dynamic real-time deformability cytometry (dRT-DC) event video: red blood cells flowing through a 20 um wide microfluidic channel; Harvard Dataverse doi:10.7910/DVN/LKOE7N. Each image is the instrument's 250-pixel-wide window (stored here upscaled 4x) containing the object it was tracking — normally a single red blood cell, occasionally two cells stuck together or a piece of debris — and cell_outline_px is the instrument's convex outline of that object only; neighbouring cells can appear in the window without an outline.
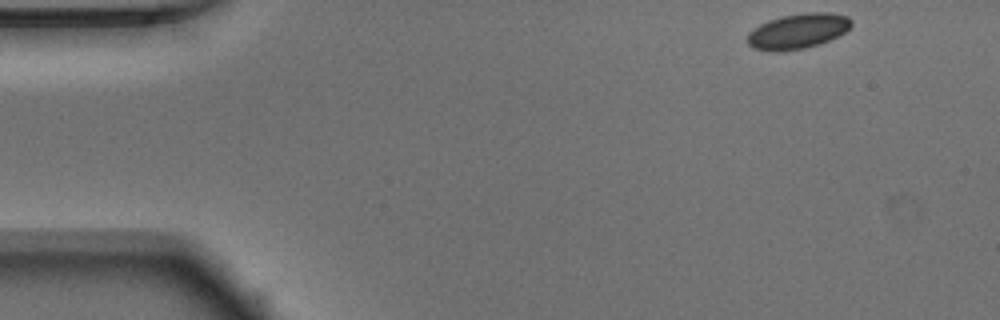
{"species": "Egyptian fruit bat (a non-hibernating species)", "species_latin": "Rousettus aegyptiacus", "temperature_condition": "warm", "stored_images_in_passage": 47, "camera_frame_rate_fps": 3000, "um_per_image_px": 0.085, "animal": {"sex": "male"}, "frame": {"image": 1, "passage_image": 1, "time_ms": 0.0, "image_size_px": [1000, 320], "cell_outline_px": [[852, 24], [844, 32], [820, 44], [804, 48], [776, 52], [752, 48], [748, 44], [748, 32], [760, 24], [768, 20], [784, 16], [808, 12], [828, 12], [848, 16], [852, 20]], "centroid_in_image_um": [67.81, 2.65], "position_along_channel_um": 17.2, "area_um2": 21.15}}
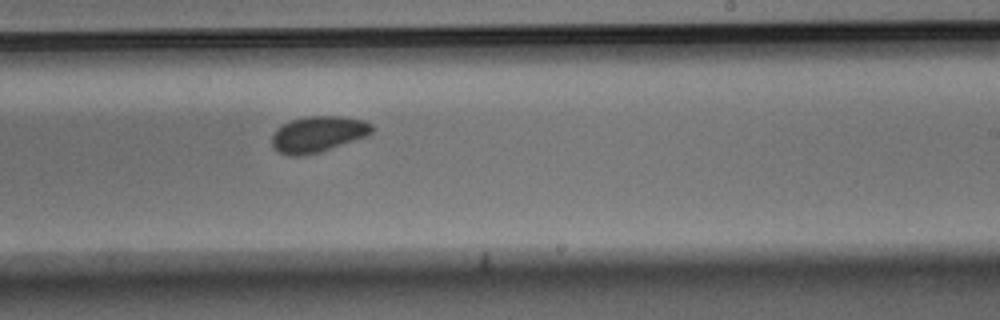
{"frame": {"image": 2, "passage_image": 27, "time_ms": 8.667, "image_size_px": [1000, 320], "cell_outline_px": [[372, 132], [368, 136], [316, 152], [300, 156], [288, 156], [272, 148], [272, 136], [276, 128], [292, 120], [304, 116], [340, 116], [364, 120], [372, 124]], "centroid_in_image_um": [27.01, 11.39], "position_along_channel_um": 262.0, "area_um2": 20.81}}
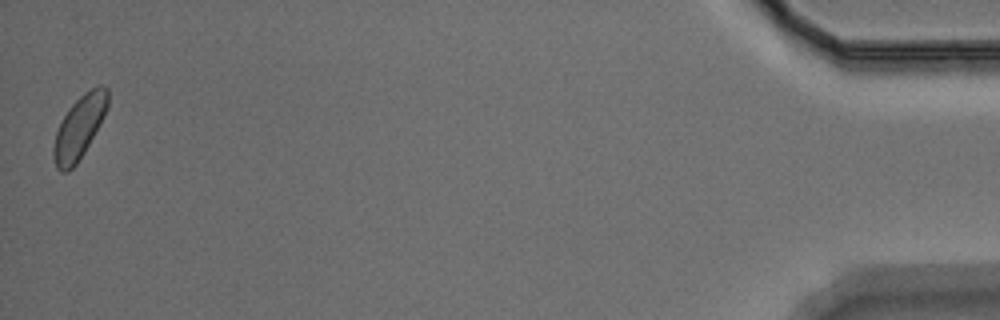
{"frame": {"image": 3, "passage_image": 47, "time_ms": 15.333, "image_size_px": [1000, 320], "cell_outline_px": [[108, 108], [100, 124], [84, 152], [76, 164], [68, 172], [60, 172], [56, 168], [52, 152], [52, 148], [56, 132], [68, 108], [84, 92], [100, 84], [104, 84], [108, 88]], "centroid_in_image_um": [6.74, 10.81], "position_along_channel_um": 428.5, "area_um2": 19.88}, "authors_computed_cell_mechanics": {"area_um2": 20.5768, "velocity_mm_per_s": 3.9048, "shape_relaxation_time_tau1_ms": null, "shape_relaxation_time_tau2_ms": 3.9424, "deformation_change_tau1": null, "deformation_change_tau2": 0.0663}}